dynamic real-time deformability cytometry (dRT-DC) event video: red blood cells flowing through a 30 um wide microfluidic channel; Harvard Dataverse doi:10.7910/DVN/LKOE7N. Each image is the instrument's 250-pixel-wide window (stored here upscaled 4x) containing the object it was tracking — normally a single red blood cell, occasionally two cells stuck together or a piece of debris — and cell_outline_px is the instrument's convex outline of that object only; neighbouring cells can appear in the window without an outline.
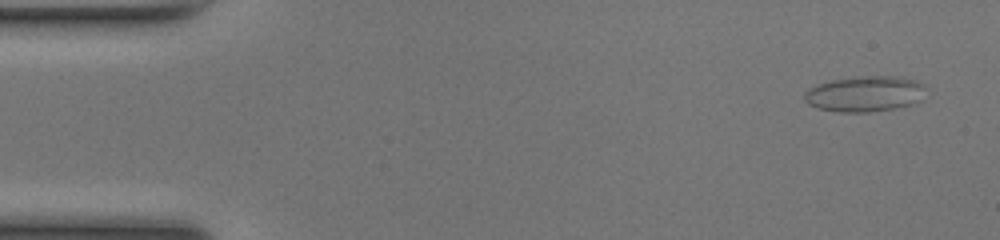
{"species": "common noctule bat (a hibernating species)", "species_latin": "Nyctalus noctula", "temperature_condition": "room temperature", "stored_images_in_passage": 50, "camera_frame_rate_fps": 3000, "um_per_image_px": 0.085, "animal": {"sex": "female", "body_mass_g": 17.0, "forearm_length_mm": 48.0}, "frame": {"image": 1, "passage_image": 3, "time_ms": 0.667, "image_size_px": [1000, 240], "cell_outline_px": [[928, 88], [920, 100], [912, 104], [892, 108], [868, 112], [840, 112], [820, 108], [808, 104], [804, 100], [804, 92], [808, 88], [816, 84], [832, 80], [856, 76], [900, 76], [916, 80], [924, 84]], "centroid_in_image_um": [73.53, 7.95], "position_along_channel_um": 11.5, "area_um2": 25.43}}
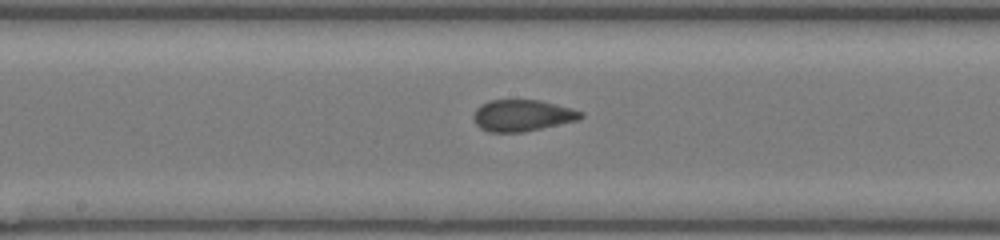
{"frame": {"image": 2, "passage_image": 26, "time_ms": 8.333, "image_size_px": [1000, 240], "cell_outline_px": [[584, 116], [576, 120], [524, 132], [488, 132], [480, 128], [476, 124], [472, 116], [476, 108], [480, 104], [492, 100], [540, 100], [572, 108], [584, 112]], "centroid_in_image_um": [44.37, 9.81], "position_along_channel_um": 203.8, "area_um2": 19.71}}
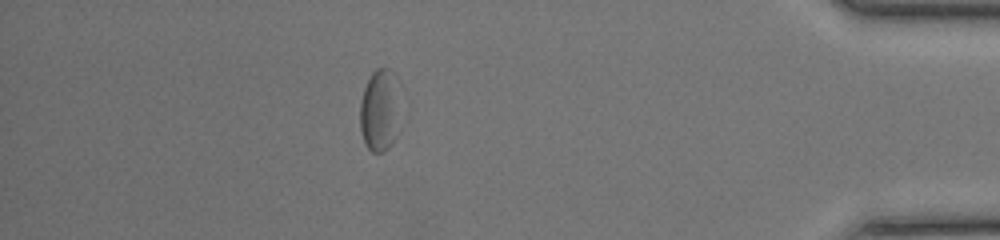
{"frame": {"image": 3, "passage_image": 44, "time_ms": 14.333, "image_size_px": [1000, 240], "cell_outline_px": [[400, 80], [396, 136], [392, 144], [384, 152], [372, 152], [364, 144], [360, 128], [360, 100], [364, 88], [372, 72], [376, 68], [388, 68]], "centroid_in_image_um": [32.28, 9.35], "position_along_channel_um": 402.9, "area_um2": 19.71}, "authors_computed_cell_mechanics": {"area_um2": 19.9121, "velocity_mm_per_s": 4.1227, "shape_relaxation_time_tau1_ms": 11.0764, "shape_relaxation_time_tau2_ms": 1.2992, "deformation_change_tau1": 0.1999, "deformation_change_tau2": 0.0487}}